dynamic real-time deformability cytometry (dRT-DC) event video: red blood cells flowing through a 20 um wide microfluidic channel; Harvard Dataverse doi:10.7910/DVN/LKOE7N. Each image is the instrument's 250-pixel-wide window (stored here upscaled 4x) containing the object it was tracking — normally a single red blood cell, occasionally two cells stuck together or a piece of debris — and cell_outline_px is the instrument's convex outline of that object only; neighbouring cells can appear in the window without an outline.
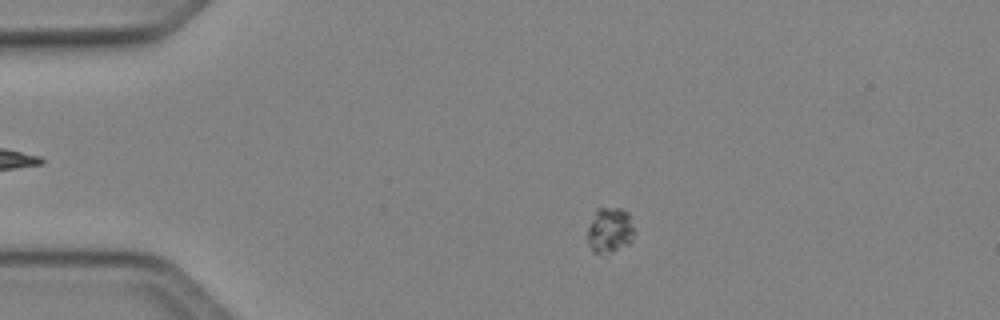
{"species": "Egyptian fruit bat (a non-hibernating species)", "species_latin": "Rousettus aegyptiacus", "temperature_condition": "cold", "stored_images_in_passage": 46, "camera_frame_rate_fps": 3000, "um_per_image_px": 0.085, "animal": {"sex": "female"}, "frame": {"image": 1, "passage_image": 10, "time_ms": 3.0, "image_size_px": [1000, 320], "cell_outline_px": [[636, 232], [632, 240], [628, 244], [612, 252], [592, 252], [588, 244], [588, 228], [596, 208], [620, 208], [628, 212]], "centroid_in_image_um": [51.86, 19.55], "position_along_channel_um": 33.1, "area_um2": 12.43}}
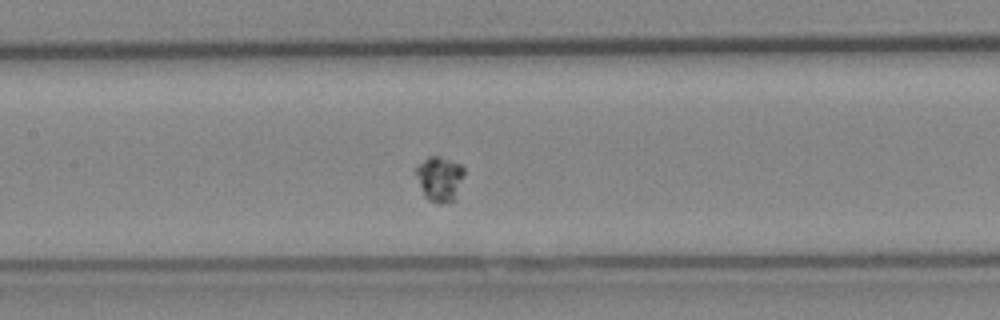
{"frame": {"image": 2, "passage_image": 24, "time_ms": 7.667, "image_size_px": [1000, 320], "cell_outline_px": [[464, 176], [456, 200], [440, 204], [428, 200], [424, 196], [416, 172], [416, 168], [428, 156], [440, 156], [460, 164], [464, 168]], "centroid_in_image_um": [37.42, 15.21], "position_along_channel_um": 170.0, "area_um2": 12.6}}
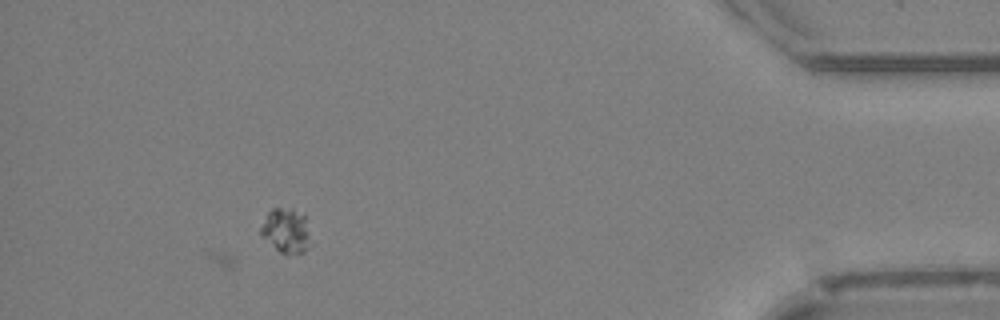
{"frame": {"image": 3, "passage_image": 46, "time_ms": 15.0, "image_size_px": [1000, 320], "cell_outline_px": [[304, 252], [288, 256], [280, 252], [260, 232], [260, 228], [268, 212], [272, 208], [292, 208], [304, 212]], "centroid_in_image_um": [24.22, 19.56], "position_along_channel_um": 411.0, "area_um2": 11.96}, "authors_computed_cell_mechanics": {"area_um2": 12.3403, "velocity_mm_per_s": 3.9996, "shape_relaxation_time_tau1_ms": 0.9323, "shape_relaxation_time_tau2_ms": null, "deformation_change_tau1": null, "deformation_change_tau2": null}}